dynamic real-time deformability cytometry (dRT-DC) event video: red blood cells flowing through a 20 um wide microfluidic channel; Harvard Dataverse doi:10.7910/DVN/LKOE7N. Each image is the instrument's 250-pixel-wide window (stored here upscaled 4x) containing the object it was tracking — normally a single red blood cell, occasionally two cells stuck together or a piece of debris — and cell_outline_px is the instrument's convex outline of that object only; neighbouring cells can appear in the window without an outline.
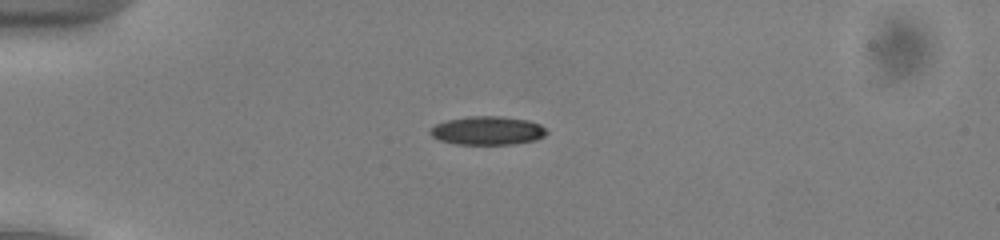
{"species": "common noctule bat (a hibernating species)", "species_latin": "Nyctalus noctula", "temperature_condition": "cold", "stored_images_in_passage": 40, "camera_frame_rate_fps": 3000, "um_per_image_px": 0.085, "animal": {"sex": "male", "body_mass_g": 13.0, "forearm_length_mm": 53.1}, "frame": {"image": 1, "passage_image": 1, "time_ms": 0.0, "image_size_px": [1000, 240], "cell_outline_px": [[548, 132], [544, 136], [536, 140], [512, 144], [456, 144], [440, 140], [432, 136], [428, 132], [436, 124], [448, 120], [468, 116], [500, 116], [528, 120], [540, 124]], "centroid_in_image_um": [41.45, 11.1], "position_along_channel_um": 43.5, "area_um2": 19.31}}
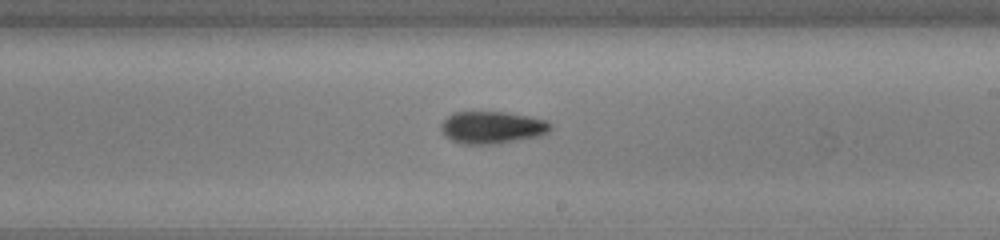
{"frame": {"image": 2, "passage_image": 19, "time_ms": 6.0, "image_size_px": [1000, 240], "cell_outline_px": [[552, 128], [548, 132], [540, 136], [496, 144], [464, 144], [452, 140], [444, 136], [440, 128], [440, 124], [448, 116], [456, 112], [508, 112], [548, 120], [552, 124]], "centroid_in_image_um": [41.85, 10.83], "position_along_channel_um": 247.1, "area_um2": 20.75}}
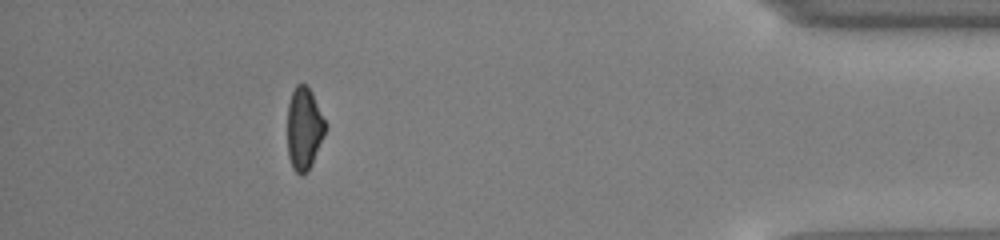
{"frame": {"image": 3, "passage_image": 35, "time_ms": 11.333, "image_size_px": [1000, 240], "cell_outline_px": [[328, 128], [312, 164], [308, 172], [300, 176], [292, 168], [288, 156], [288, 104], [292, 92], [296, 84], [304, 84], [312, 92], [328, 124]], "centroid_in_image_um": [25.88, 10.95], "position_along_channel_um": 409.3, "area_um2": 18.61}, "authors_computed_cell_mechanics": {"area_um2": 19.5942, "velocity_mm_per_s": 3.9328, "shape_relaxation_time_tau1_ms": 3.5991, "shape_relaxation_time_tau2_ms": null, "deformation_change_tau1": 0.1026, "deformation_change_tau2": null}}